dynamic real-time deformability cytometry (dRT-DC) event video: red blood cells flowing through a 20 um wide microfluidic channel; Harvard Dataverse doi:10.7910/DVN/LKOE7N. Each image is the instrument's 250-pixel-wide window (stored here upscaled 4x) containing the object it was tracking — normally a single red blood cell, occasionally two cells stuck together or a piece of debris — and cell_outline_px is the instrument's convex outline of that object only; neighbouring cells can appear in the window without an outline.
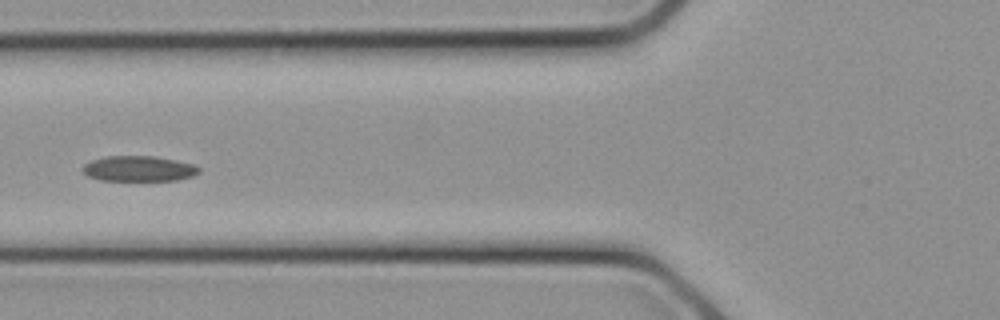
{"species": "common noctule bat (a hibernating species)", "species_latin": "Nyctalus noctula", "temperature_condition": "cold", "stored_images_in_passage": 11, "camera_frame_rate_fps": 3000, "um_per_image_px": 0.085, "animal": {"sex": "female", "body_mass_g": 21.9}, "frame": {"image": 1, "passage_image": 10, "time_ms": 3.0, "image_size_px": [1000, 320], "cell_outline_px": [[200, 172], [192, 176], [176, 180], [100, 180], [88, 176], [80, 168], [84, 164], [92, 160], [104, 156], [156, 156], [196, 164], [200, 168]], "centroid_in_image_um": [11.81, 14.32], "position_along_channel_um": 114.0, "area_um2": 17.34}}